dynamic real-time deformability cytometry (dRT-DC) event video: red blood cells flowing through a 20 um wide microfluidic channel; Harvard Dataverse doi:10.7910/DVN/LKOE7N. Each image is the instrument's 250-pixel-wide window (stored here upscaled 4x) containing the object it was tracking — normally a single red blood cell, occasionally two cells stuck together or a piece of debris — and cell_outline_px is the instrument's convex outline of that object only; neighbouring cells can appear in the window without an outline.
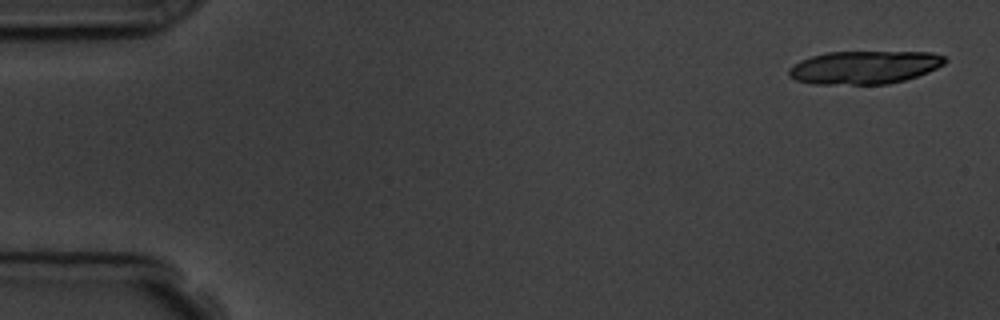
{"species": "common noctule bat (a hibernating species)", "species_latin": "Nyctalus noctula", "temperature_condition": "room temperature", "stored_images_in_passage": 5, "camera_frame_rate_fps": 3000, "um_per_image_px": 0.085, "animal": {"sex": "male", "body_mass_g": 19.5, "forearm_length_mm": 54.6}, "frame": {"image": 1, "passage_image": 1, "time_ms": 0.0, "image_size_px": [1000, 320], "cell_outline_px": [[948, 60], [944, 64], [928, 72], [904, 80], [888, 84], [812, 84], [796, 80], [788, 76], [788, 68], [800, 60], [812, 56], [828, 52], [932, 52], [944, 56]], "centroid_in_image_um": [73.46, 5.72], "position_along_channel_um": 11.5, "area_um2": 30.17}}